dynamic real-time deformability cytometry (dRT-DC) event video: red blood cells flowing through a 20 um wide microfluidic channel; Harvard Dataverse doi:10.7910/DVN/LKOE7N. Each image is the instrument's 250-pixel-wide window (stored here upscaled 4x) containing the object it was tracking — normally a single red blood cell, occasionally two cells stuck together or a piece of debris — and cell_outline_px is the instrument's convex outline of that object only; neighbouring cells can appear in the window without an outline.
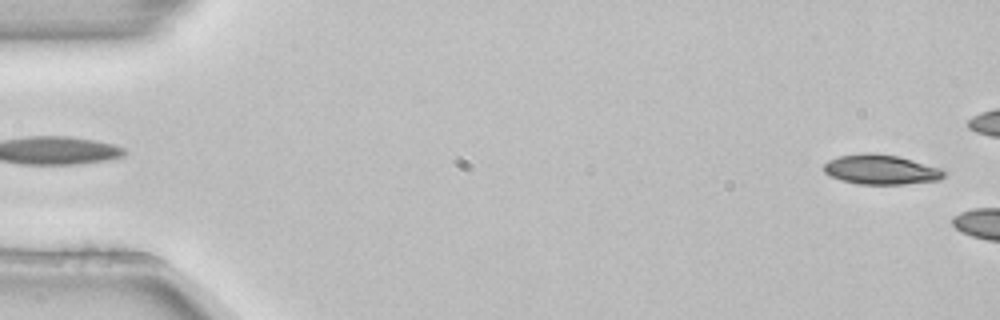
{"species": "common noctule bat (a hibernating species)", "species_latin": "Nyctalus noctula", "temperature_condition": "room temperature", "stored_images_in_passage": 5, "segment_of_instrument_passage": [2, 2], "camera_frame_rate_fps": 3000, "um_per_image_px": 0.085, "animal": {"sex": "female", "body_mass_g": 22.7, "forearm_length_mm": 54.2}, "frame": {"image": 1, "passage_image": 5, "time_ms": 1.333, "image_size_px": [1000, 320], "cell_outline_px": [[944, 176], [940, 180], [904, 184], [860, 184], [840, 180], [828, 176], [824, 172], [824, 164], [828, 160], [840, 156], [864, 152], [872, 152], [900, 156], [940, 168], [944, 172]], "centroid_in_image_um": [74.85, 14.4], "position_along_channel_um": 10.2, "area_um2": 20.98}}